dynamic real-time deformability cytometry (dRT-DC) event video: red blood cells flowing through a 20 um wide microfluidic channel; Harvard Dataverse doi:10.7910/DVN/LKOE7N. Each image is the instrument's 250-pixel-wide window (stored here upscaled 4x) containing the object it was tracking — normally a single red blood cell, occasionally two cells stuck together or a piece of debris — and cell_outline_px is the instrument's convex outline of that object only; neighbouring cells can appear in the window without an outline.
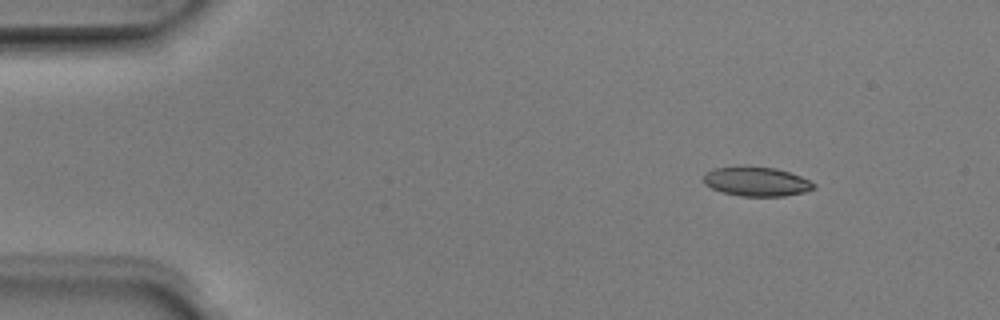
{"species": "Egyptian fruit bat (a non-hibernating species)", "species_latin": "Rousettus aegyptiacus", "temperature_condition": "room temperature", "stored_images_in_passage": 3, "camera_frame_rate_fps": 3000, "um_per_image_px": 0.085, "animal": {"sex": "male"}, "frame": {"image": 1, "passage_image": 1, "time_ms": 0.0, "image_size_px": [1000, 320], "cell_outline_px": [[816, 188], [804, 192], [784, 196], [740, 196], [720, 192], [704, 184], [704, 172], [716, 168], [776, 168], [800, 176], [816, 184]], "centroid_in_image_um": [64.31, 15.47], "position_along_channel_um": 20.7, "area_um2": 18.38}}